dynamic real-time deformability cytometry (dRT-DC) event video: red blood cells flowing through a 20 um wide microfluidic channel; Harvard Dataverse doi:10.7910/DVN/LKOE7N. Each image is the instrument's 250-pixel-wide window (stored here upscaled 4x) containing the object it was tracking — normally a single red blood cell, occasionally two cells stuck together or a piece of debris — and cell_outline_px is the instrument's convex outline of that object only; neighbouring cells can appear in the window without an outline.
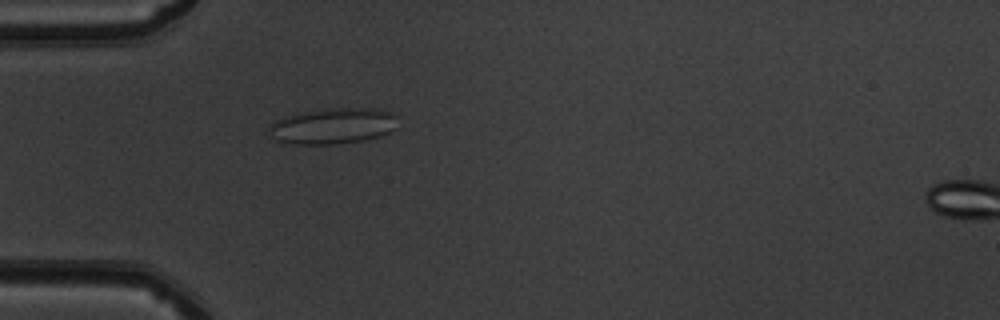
{"species": "common noctule bat (a hibernating species)", "species_latin": "Nyctalus noctula", "temperature_condition": "warm", "stored_images_in_passage": 45, "camera_frame_rate_fps": 3000, "um_per_image_px": 0.085, "animal": {"sex": "male", "body_mass_g": 19.5, "forearm_length_mm": 54.6}, "frame": {"image": 1, "passage_image": 10, "time_ms": 3.0, "image_size_px": [1000, 320], "cell_outline_px": [[396, 128], [380, 136], [364, 140], [336, 144], [292, 144], [276, 140], [272, 136], [268, 128], [276, 120], [284, 116], [300, 112], [324, 108], [376, 108], [392, 112], [396, 116]], "centroid_in_image_um": [28.3, 10.69], "position_along_channel_um": 56.7, "area_um2": 27.11}}
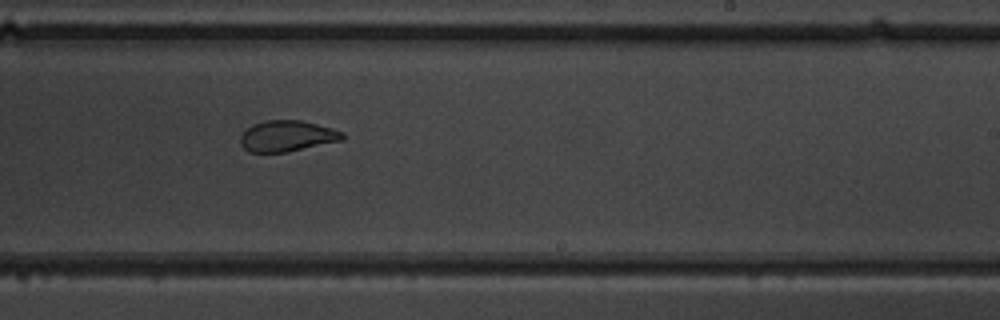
{"frame": {"image": 2, "passage_image": 26, "time_ms": 8.333, "image_size_px": [1000, 320], "cell_outline_px": [[344, 140], [288, 152], [248, 152], [240, 144], [240, 136], [252, 124], [264, 120], [300, 120], [332, 128], [344, 132]], "centroid_in_image_um": [24.41, 11.57], "position_along_channel_um": 264.6, "area_um2": 18.55}}
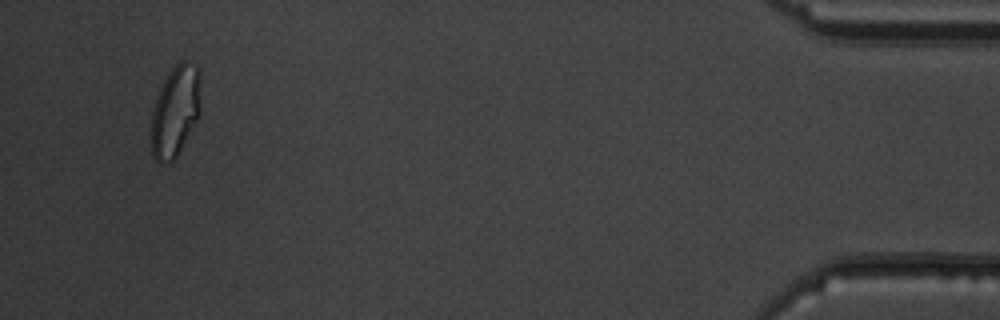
{"frame": {"image": 3, "passage_image": 43, "time_ms": 14.0, "image_size_px": [1000, 320], "cell_outline_px": [[200, 116], [176, 156], [168, 164], [160, 164], [156, 160], [152, 152], [152, 112], [156, 96], [168, 72], [180, 60], [188, 60], [196, 64], [200, 68]], "centroid_in_image_um": [14.93, 9.39], "position_along_channel_um": 420.3, "area_um2": 26.53}, "authors_computed_cell_mechanics": {"area_um2": 20.6924, "velocity_mm_per_s": 4.0244, "shape_relaxation_time_tau1_ms": 10.5942, "shape_relaxation_time_tau2_ms": 1.0569, "deformation_change_tau1": 0.224, "deformation_change_tau2": 0.0715}}